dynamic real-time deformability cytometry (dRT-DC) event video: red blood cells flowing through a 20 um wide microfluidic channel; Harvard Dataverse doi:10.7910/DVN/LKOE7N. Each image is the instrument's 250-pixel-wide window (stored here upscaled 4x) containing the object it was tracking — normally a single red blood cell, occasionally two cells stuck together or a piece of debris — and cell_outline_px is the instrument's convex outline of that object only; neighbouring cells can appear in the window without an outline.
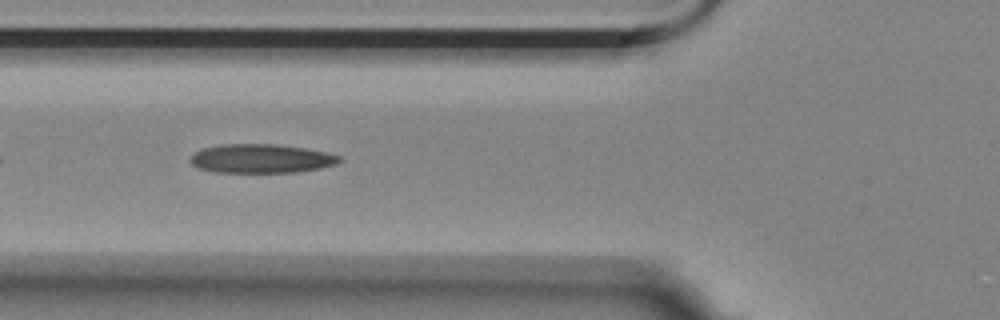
{"species": "Egyptian fruit bat (a non-hibernating species)", "species_latin": "Rousettus aegyptiacus", "temperature_condition": "room temperature", "stored_images_in_passage": 10, "camera_frame_rate_fps": 3000, "um_per_image_px": 0.085, "animal": {"sex": "female"}, "frame": {"image": 1, "passage_image": 6, "time_ms": 6.333, "image_size_px": [1000, 320], "cell_outline_px": [[344, 160], [336, 164], [320, 168], [296, 172], [212, 172], [196, 168], [188, 160], [196, 152], [204, 148], [220, 144], [276, 144], [304, 148], [328, 152], [340, 156]], "centroid_in_image_um": [22.21, 13.48], "position_along_channel_um": 103.6, "area_um2": 25.26}}
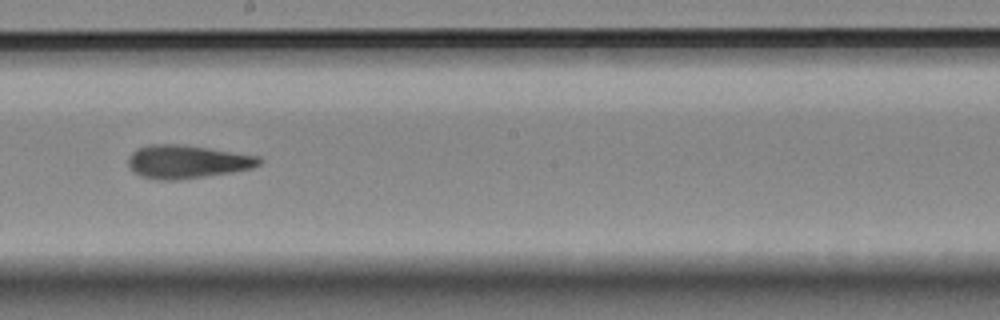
{"frame": {"image": 2, "passage_image": 9, "time_ms": 10.0, "image_size_px": [1000, 320], "cell_outline_px": [[264, 160], [260, 164], [252, 168], [232, 172], [180, 180], [156, 180], [140, 176], [128, 168], [128, 156], [136, 148], [148, 144], [184, 144], [260, 156]], "centroid_in_image_um": [15.88, 13.74], "position_along_channel_um": 232.3, "area_um2": 25.84}}
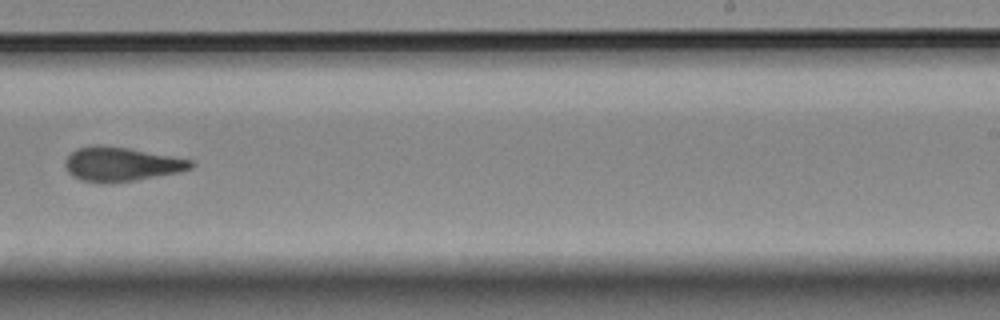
{"frame": {"image": 3, "passage_image": 10, "time_ms": 11.333, "image_size_px": [1000, 320], "cell_outline_px": [[196, 164], [192, 168], [176, 172], [136, 180], [84, 180], [72, 176], [68, 172], [64, 164], [64, 160], [76, 148], [96, 144], [100, 144], [128, 148], [172, 156], [192, 160]], "centroid_in_image_um": [10.3, 13.9], "position_along_channel_um": 278.7, "area_um2": 24.28}}